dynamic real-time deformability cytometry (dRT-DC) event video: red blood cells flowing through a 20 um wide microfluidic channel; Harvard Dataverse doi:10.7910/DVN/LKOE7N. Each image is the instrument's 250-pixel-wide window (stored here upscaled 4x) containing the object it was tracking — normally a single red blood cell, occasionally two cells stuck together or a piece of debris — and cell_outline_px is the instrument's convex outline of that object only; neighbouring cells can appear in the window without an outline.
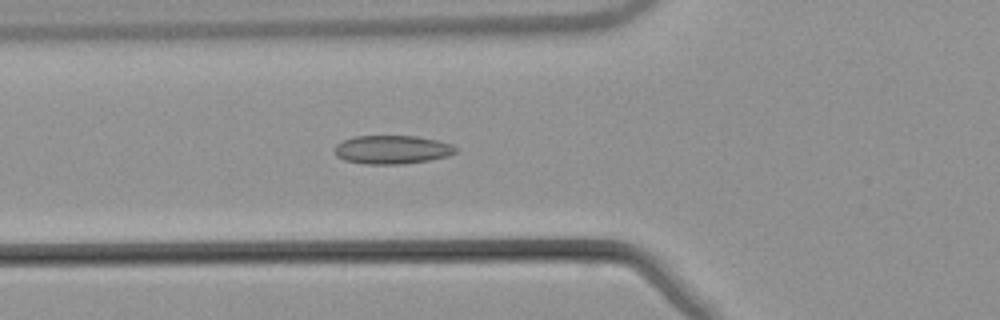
{"species": "common noctule bat (a hibernating species)", "species_latin": "Nyctalus noctula", "temperature_condition": "warm", "stored_images_in_passage": 47, "camera_frame_rate_fps": 3000, "um_per_image_px": 0.085, "animal": {"sex": "male", "body_mass_g": 21.5, "forearm_length_mm": 52.0}, "frame": {"image": 1, "passage_image": 13, "time_ms": 4.0, "image_size_px": [1000, 320], "cell_outline_px": [[456, 152], [448, 156], [428, 160], [400, 164], [368, 164], [344, 160], [336, 156], [336, 144], [344, 140], [356, 136], [416, 136], [436, 140], [452, 144], [456, 148]], "centroid_in_image_um": [33.33, 12.72], "position_along_channel_um": 92.5, "area_um2": 19.94}}
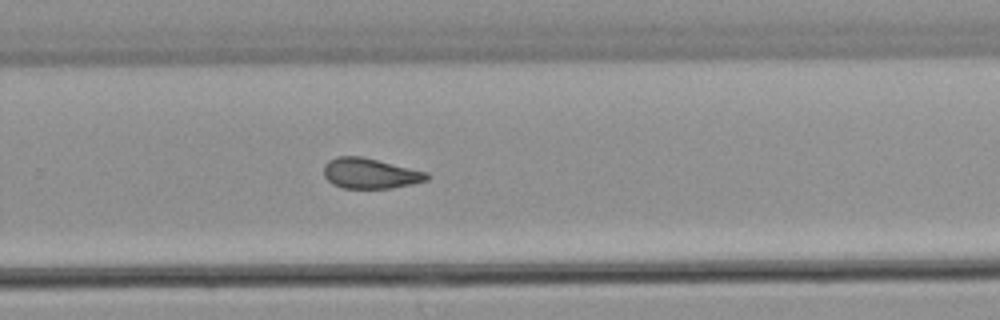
{"frame": {"image": 2, "passage_image": 29, "time_ms": 9.333, "image_size_px": [1000, 320], "cell_outline_px": [[428, 180], [412, 184], [392, 188], [344, 188], [332, 184], [324, 176], [324, 164], [328, 160], [336, 156], [360, 156], [428, 172]], "centroid_in_image_um": [31.44, 14.74], "position_along_channel_um": 298.4, "area_um2": 18.21}}
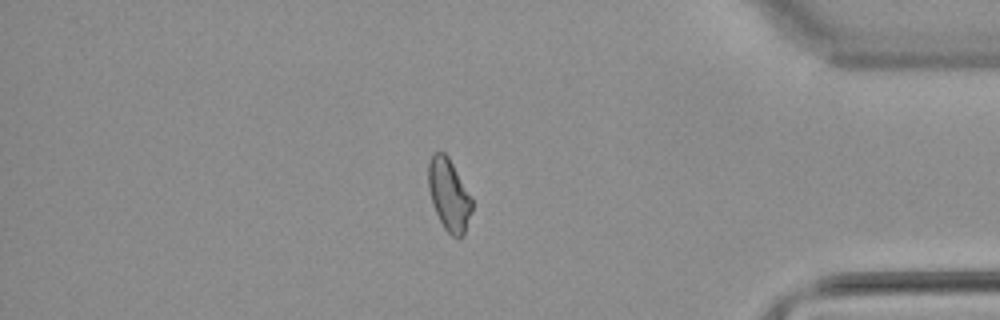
{"frame": {"image": 3, "passage_image": 39, "time_ms": 12.667, "image_size_px": [1000, 320], "cell_outline_px": [[472, 212], [464, 232], [456, 240], [444, 228], [436, 212], [428, 188], [428, 164], [432, 156], [436, 152], [444, 152], [448, 156], [472, 200]], "centroid_in_image_um": [38.15, 16.57], "position_along_channel_um": 397.0, "area_um2": 17.86}, "authors_computed_cell_mechanics": {"area_um2": 18.785, "velocity_mm_per_s": 3.8601, "shape_relaxation_time_tau1_ms": null, "shape_relaxation_time_tau2_ms": 2.5847, "deformation_change_tau1": null, "deformation_change_tau2": 0.0734}}